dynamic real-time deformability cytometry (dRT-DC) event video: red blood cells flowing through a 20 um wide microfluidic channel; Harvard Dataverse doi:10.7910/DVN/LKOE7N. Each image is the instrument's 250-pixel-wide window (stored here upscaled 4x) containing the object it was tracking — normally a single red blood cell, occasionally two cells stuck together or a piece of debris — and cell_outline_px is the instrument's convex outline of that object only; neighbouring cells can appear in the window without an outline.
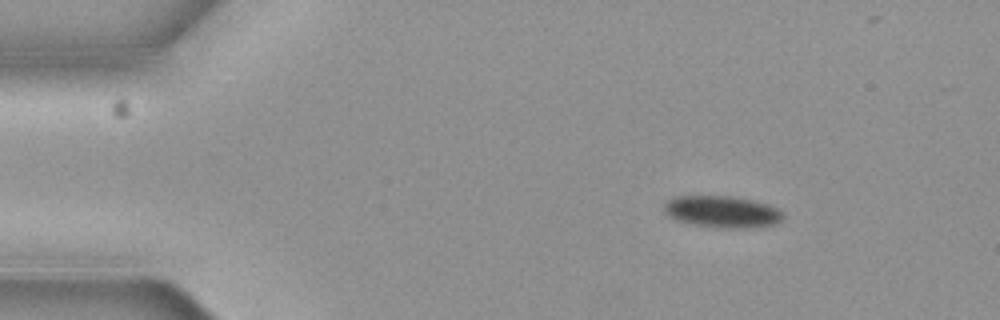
{"species": "common noctule bat (a hibernating species)", "species_latin": "Nyctalus noctula", "temperature_condition": "cold", "stored_images_in_passage": 8, "camera_frame_rate_fps": 3000, "um_per_image_px": 0.085, "animal": {"sex": "female", "body_mass_g": 19.3, "forearm_length_mm": 54.1}, "frame": {"image": 1, "passage_image": 1, "time_ms": 0.0, "image_size_px": [1000, 320], "cell_outline_px": [[784, 216], [780, 220], [772, 224], [740, 228], [728, 228], [696, 224], [676, 220], [668, 216], [664, 208], [664, 204], [672, 196], [732, 196], [752, 200], [768, 204], [784, 212]], "centroid_in_image_um": [61.36, 17.97], "position_along_channel_um": 23.6, "area_um2": 21.68}}
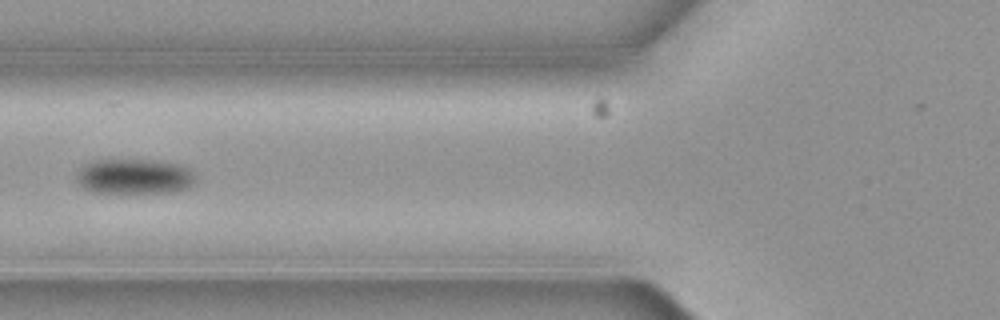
{"frame": {"image": 2, "passage_image": 5, "time_ms": 1.333, "image_size_px": [1000, 320], "cell_outline_px": [[196, 184], [188, 188], [172, 192], [92, 192], [84, 188], [76, 180], [76, 168], [92, 160], [148, 160], [180, 164], [188, 168], [196, 176]], "centroid_in_image_um": [11.41, 14.99], "position_along_channel_um": 114.4, "area_um2": 24.62}}
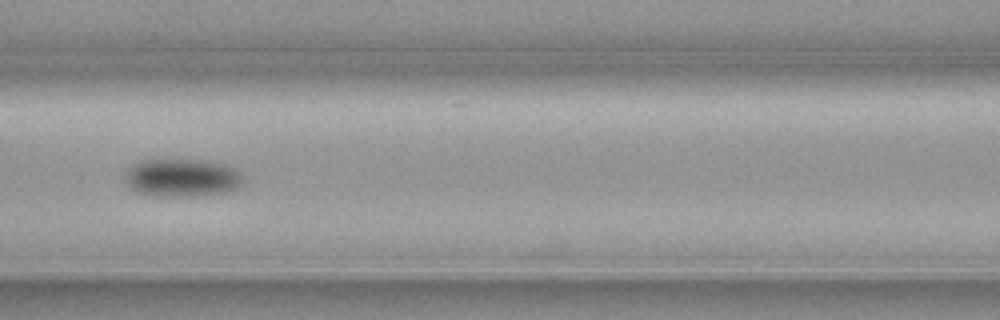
{"frame": {"image": 3, "passage_image": 6, "time_ms": 1.667, "image_size_px": [1000, 320], "cell_outline_px": [[244, 184], [236, 188], [224, 192], [188, 196], [156, 196], [136, 192], [128, 188], [124, 180], [124, 176], [128, 168], [132, 164], [140, 160], [208, 160], [224, 164], [236, 168], [244, 176]], "centroid_in_image_um": [15.46, 15.1], "position_along_channel_um": 151.1, "area_um2": 26.53}}